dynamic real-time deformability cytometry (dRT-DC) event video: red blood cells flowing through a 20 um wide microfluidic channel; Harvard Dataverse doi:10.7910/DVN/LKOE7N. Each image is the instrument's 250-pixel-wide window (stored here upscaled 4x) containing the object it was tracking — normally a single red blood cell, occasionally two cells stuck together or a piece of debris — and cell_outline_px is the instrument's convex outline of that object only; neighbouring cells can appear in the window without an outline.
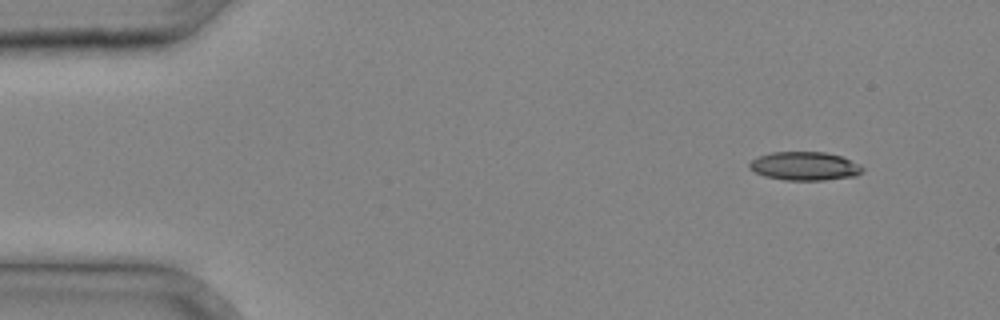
{"species": "common noctule bat (a hibernating species)", "species_latin": "Nyctalus noctula", "temperature_condition": "cold", "stored_images_in_passage": 34, "camera_frame_rate_fps": 3000, "um_per_image_px": 0.085, "animal": {"sex": "male", "body_mass_g": 20.4}, "frame": {"image": 1, "passage_image": 1, "time_ms": 0.0, "image_size_px": [1000, 320], "cell_outline_px": [[864, 172], [856, 176], [824, 180], [784, 180], [764, 176], [748, 168], [748, 164], [752, 160], [760, 156], [772, 152], [824, 152], [840, 156], [860, 164], [864, 168]], "centroid_in_image_um": [68.42, 14.12], "position_along_channel_um": 16.6, "area_um2": 18.84}}
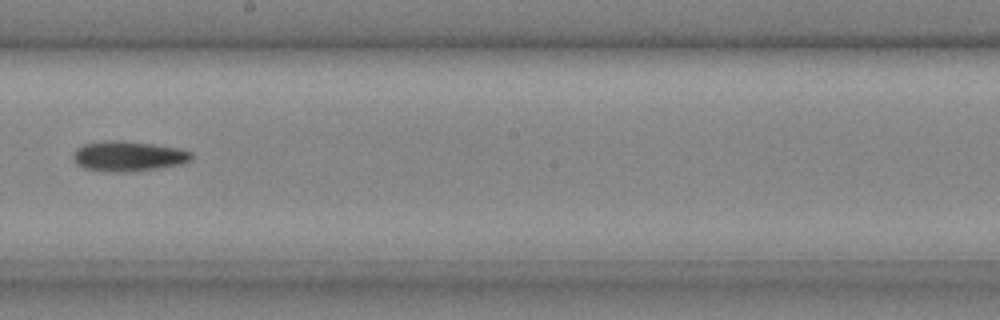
{"frame": {"image": 2, "passage_image": 19, "time_ms": 6.0, "image_size_px": [1000, 320], "cell_outline_px": [[192, 160], [184, 164], [128, 172], [108, 172], [84, 168], [76, 164], [72, 156], [76, 148], [84, 144], [108, 140], [112, 140], [152, 144], [180, 148], [192, 152]], "centroid_in_image_um": [10.91, 13.28], "position_along_channel_um": 237.3, "area_um2": 20.81}}
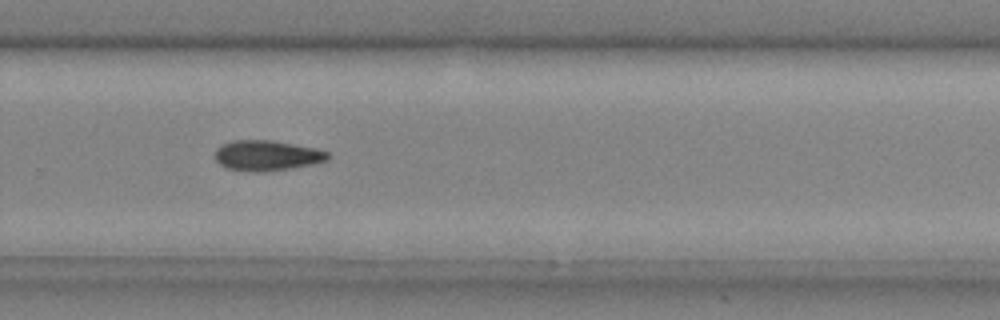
{"frame": {"image": 3, "passage_image": 23, "time_ms": 7.333, "image_size_px": [1000, 320], "cell_outline_px": [[328, 160], [316, 164], [264, 172], [256, 172], [228, 168], [220, 164], [216, 160], [216, 148], [220, 144], [232, 140], [272, 140], [316, 148], [328, 152]], "centroid_in_image_um": [22.69, 13.21], "position_along_channel_um": 307.1, "area_um2": 20.0}}